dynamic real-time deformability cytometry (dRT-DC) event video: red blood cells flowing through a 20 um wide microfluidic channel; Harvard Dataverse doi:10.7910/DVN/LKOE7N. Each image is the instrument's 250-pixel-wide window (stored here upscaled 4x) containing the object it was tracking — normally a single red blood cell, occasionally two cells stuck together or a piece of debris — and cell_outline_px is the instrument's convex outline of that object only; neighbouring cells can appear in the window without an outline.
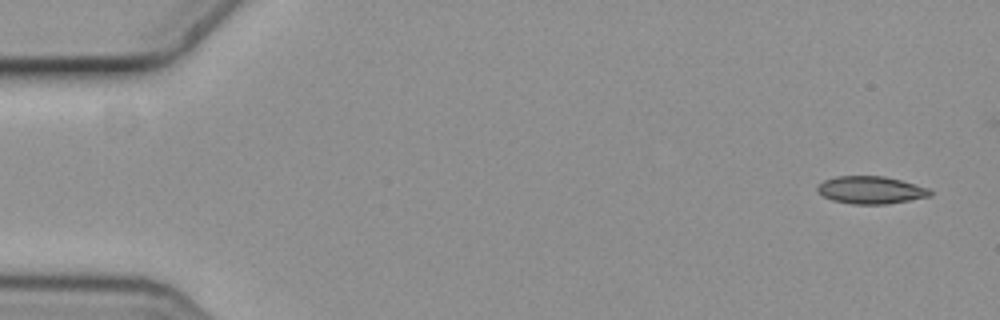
{"species": "common noctule bat (a hibernating species)", "species_latin": "Nyctalus noctula", "temperature_condition": "cold", "stored_images_in_passage": 4, "camera_frame_rate_fps": 3000, "um_per_image_px": 0.085, "animal": {"sex": "female", "body_mass_g": 19.3, "forearm_length_mm": 54.1}, "frame": {"image": 1, "passage_image": 1, "time_ms": 0.0, "image_size_px": [1000, 320], "cell_outline_px": [[932, 196], [888, 204], [852, 204], [832, 200], [824, 196], [816, 188], [824, 180], [836, 176], [884, 176], [900, 180], [928, 188], [932, 192]], "centroid_in_image_um": [74.04, 16.15], "position_along_channel_um": 11.0, "area_um2": 17.98}}
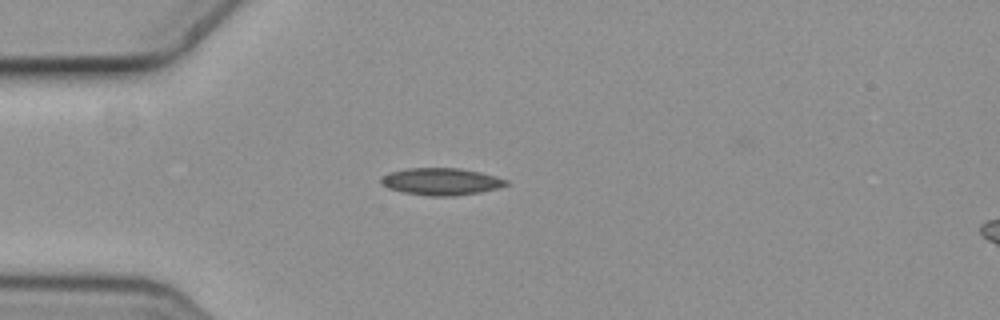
{"frame": {"image": 2, "passage_image": 4, "time_ms": 1.0, "image_size_px": [1000, 320], "cell_outline_px": [[508, 184], [500, 188], [480, 192], [456, 196], [428, 196], [404, 192], [388, 188], [380, 180], [388, 172], [408, 168], [460, 168], [480, 172], [508, 180]], "centroid_in_image_um": [37.53, 15.43], "position_along_channel_um": 47.5, "area_um2": 19.71}}